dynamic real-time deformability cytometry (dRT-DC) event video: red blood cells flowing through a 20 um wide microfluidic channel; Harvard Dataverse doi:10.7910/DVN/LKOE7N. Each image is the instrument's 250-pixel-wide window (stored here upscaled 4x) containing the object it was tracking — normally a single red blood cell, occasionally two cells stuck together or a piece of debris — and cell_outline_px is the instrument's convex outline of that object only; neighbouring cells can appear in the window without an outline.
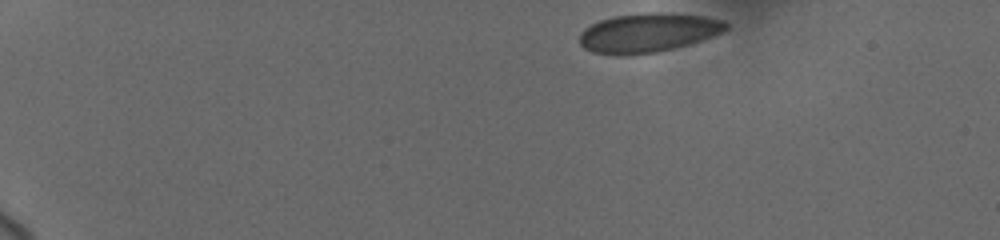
{"species": "human", "species_latin": "Homo sapiens", "temperature_condition": "cold", "stored_images_in_passage": 13, "camera_frame_rate_fps": 3000, "um_per_image_px": 0.085, "donor": {"sex": "female"}, "frame": {"image": 1, "passage_image": 1, "time_ms": 0.0, "image_size_px": [1000, 240], "cell_outline_px": [[728, 28], [712, 36], [688, 44], [656, 52], [628, 56], [616, 56], [592, 52], [584, 48], [580, 44], [580, 32], [584, 28], [600, 20], [612, 16], [652, 12], [660, 12], [704, 16], [724, 20], [728, 24]], "centroid_in_image_um": [55.04, 2.79], "position_along_channel_um": 30.0, "area_um2": 33.47}}
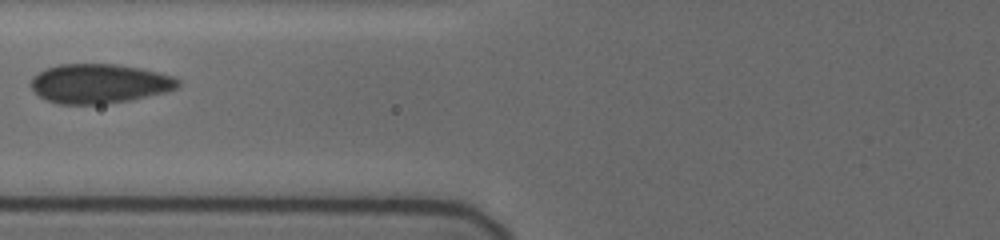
{"frame": {"image": 2, "passage_image": 10, "time_ms": 5.333, "image_size_px": [1000, 240], "cell_outline_px": [[180, 88], [164, 92], [128, 100], [100, 104], [60, 104], [48, 100], [40, 96], [32, 88], [32, 76], [44, 68], [60, 64], [116, 64], [140, 68], [172, 76], [180, 80]], "centroid_in_image_um": [8.44, 7.09], "position_along_channel_um": 117.4, "area_um2": 33.52}}
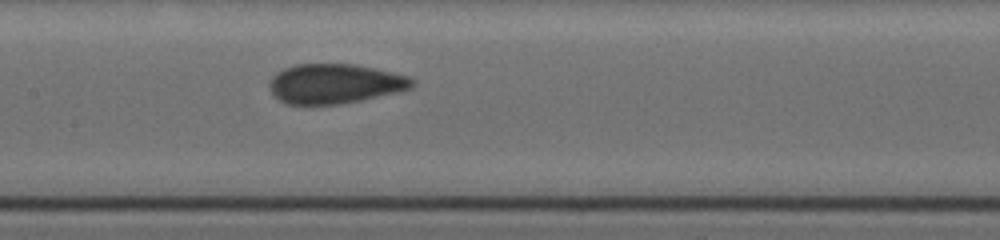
{"frame": {"image": 3, "passage_image": 13, "time_ms": 7.0, "image_size_px": [1000, 240], "cell_outline_px": [[416, 84], [412, 88], [400, 92], [340, 104], [288, 104], [272, 96], [268, 88], [268, 84], [272, 76], [276, 72], [284, 68], [296, 64], [356, 64], [392, 72], [408, 76], [416, 80]], "centroid_in_image_um": [28.46, 7.11], "position_along_channel_um": 178.9, "area_um2": 33.35}}